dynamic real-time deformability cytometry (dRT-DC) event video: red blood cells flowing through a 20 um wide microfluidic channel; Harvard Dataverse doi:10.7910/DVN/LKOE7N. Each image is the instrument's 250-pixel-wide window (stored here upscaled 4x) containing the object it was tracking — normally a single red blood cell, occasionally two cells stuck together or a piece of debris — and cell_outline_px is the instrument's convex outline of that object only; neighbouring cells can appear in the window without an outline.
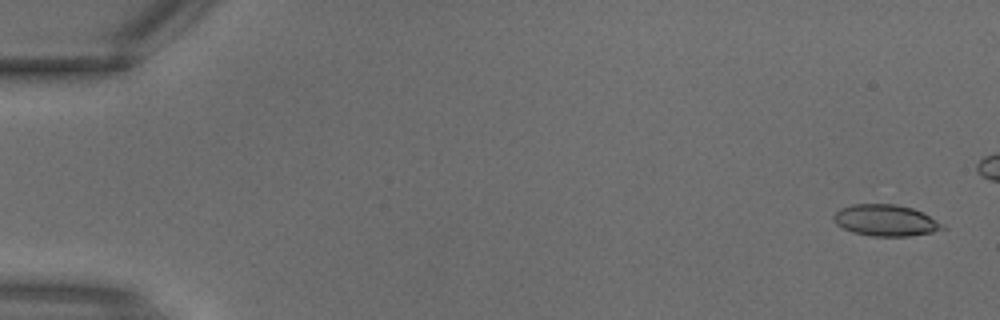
{"species": "common noctule bat (a hibernating species)", "species_latin": "Nyctalus noctula", "temperature_condition": "warm", "stored_images_in_passage": 4, "segment_of_instrument_passage": [2, 2], "camera_frame_rate_fps": 3000, "um_per_image_px": 0.085, "animal": {"sex": "male", "body_mass_g": 18.8}, "frame": {"image": 1, "passage_image": 4, "time_ms": 1.0, "image_size_px": [1000, 320], "cell_outline_px": [[948, 228], [932, 232], [908, 236], [872, 236], [852, 232], [836, 224], [832, 216], [840, 208], [852, 204], [896, 204], [912, 208], [924, 212], [944, 224]], "centroid_in_image_um": [75.31, 18.72], "position_along_channel_um": 9.7, "area_um2": 20.06}}